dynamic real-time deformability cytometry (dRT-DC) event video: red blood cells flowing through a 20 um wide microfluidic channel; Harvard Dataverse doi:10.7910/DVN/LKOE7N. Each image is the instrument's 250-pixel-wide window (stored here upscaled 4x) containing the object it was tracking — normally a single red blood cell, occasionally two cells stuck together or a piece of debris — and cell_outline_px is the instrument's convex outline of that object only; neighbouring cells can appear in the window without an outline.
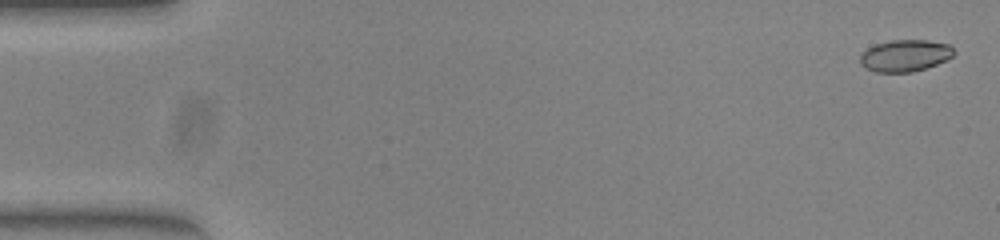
{"species": "common noctule bat (a hibernating species)", "species_latin": "Nyctalus noctula", "temperature_condition": "warm", "stored_images_in_passage": 46, "camera_frame_rate_fps": 3000, "um_per_image_px": 0.085, "animal": {"sex": "female", "body_mass_g": 23.0, "forearm_length_mm": 53.4}, "frame": {"image": 1, "passage_image": 2, "time_ms": 0.333, "image_size_px": [1000, 240], "cell_outline_px": [[956, 52], [948, 60], [912, 72], [876, 72], [864, 68], [860, 64], [860, 52], [876, 44], [892, 40], [928, 40], [948, 44]], "centroid_in_image_um": [76.91, 4.73], "position_along_channel_um": 8.1, "area_um2": 17.46}}
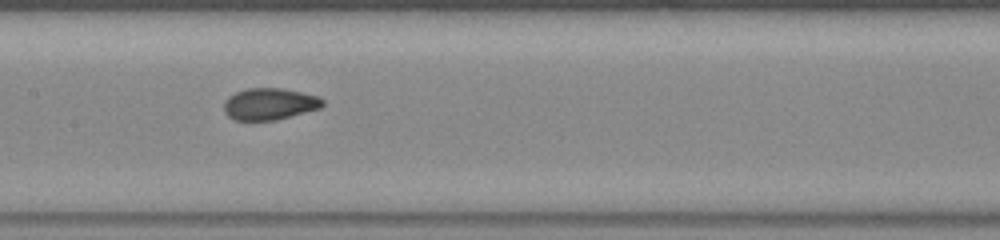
{"frame": {"image": 2, "passage_image": 26, "time_ms": 8.333, "image_size_px": [1000, 240], "cell_outline_px": [[324, 104], [320, 108], [276, 120], [236, 120], [228, 116], [224, 112], [224, 100], [228, 96], [236, 92], [248, 88], [280, 88], [300, 92], [316, 96], [324, 100]], "centroid_in_image_um": [22.88, 8.84], "position_along_channel_um": 184.5, "area_um2": 18.15}}
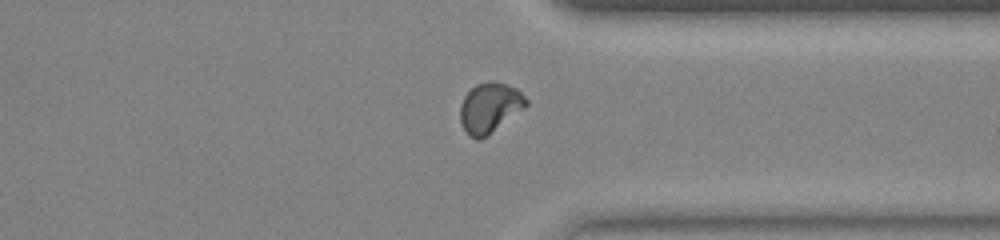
{"frame": {"image": 3, "passage_image": 40, "time_ms": 13.0, "image_size_px": [1000, 240], "cell_outline_px": [[528, 104], [524, 108], [480, 140], [476, 140], [468, 136], [460, 120], [460, 104], [464, 96], [476, 84], [488, 80], [492, 80], [516, 88], [528, 100]], "centroid_in_image_um": [41.6, 9.14], "position_along_channel_um": 369.8, "area_um2": 19.07}}